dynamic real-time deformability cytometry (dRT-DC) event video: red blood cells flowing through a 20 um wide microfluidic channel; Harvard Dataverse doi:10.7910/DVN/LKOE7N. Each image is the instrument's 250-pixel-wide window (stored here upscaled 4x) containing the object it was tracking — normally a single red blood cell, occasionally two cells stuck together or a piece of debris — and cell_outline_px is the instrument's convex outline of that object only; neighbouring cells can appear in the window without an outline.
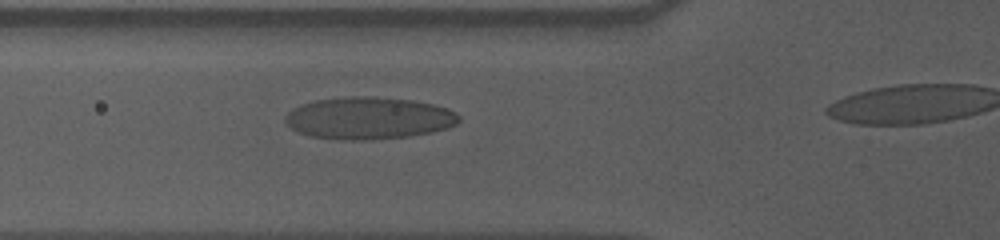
{"species": "human", "species_latin": "Homo sapiens", "temperature_condition": "cold", "stored_images_in_passage": 33, "camera_frame_rate_fps": 3000, "um_per_image_px": 0.085, "donor": {"sex": "male"}, "frame": {"image": 1, "passage_image": 7, "time_ms": 2.0, "image_size_px": [1000, 240], "cell_outline_px": [[460, 120], [456, 124], [448, 128], [432, 132], [408, 136], [372, 140], [336, 140], [312, 136], [300, 132], [292, 128], [284, 120], [284, 116], [292, 108], [300, 104], [316, 100], [352, 96], [372, 96], [412, 100], [432, 104], [448, 108], [456, 112], [460, 116]], "centroid_in_image_um": [31.35, 10.04], "position_along_channel_um": 94.5, "area_um2": 42.89}}
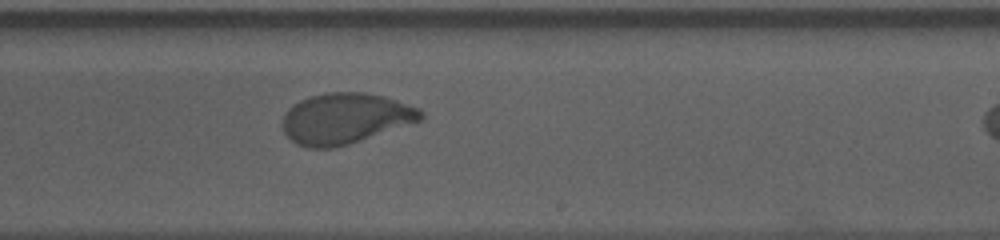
{"frame": {"image": 2, "passage_image": 21, "time_ms": 6.667, "image_size_px": [1000, 240], "cell_outline_px": [[424, 116], [420, 120], [336, 148], [308, 148], [296, 144], [284, 132], [280, 124], [288, 108], [292, 104], [308, 96], [328, 92], [364, 92], [384, 96], [420, 108], [424, 112]], "centroid_in_image_um": [29.3, 10.06], "position_along_channel_um": 259.7, "area_um2": 40.86}}
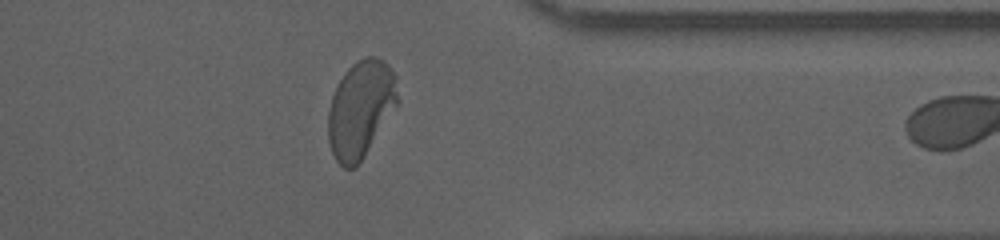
{"frame": {"image": 3, "passage_image": 32, "time_ms": 10.333, "image_size_px": [1000, 240], "cell_outline_px": [[400, 100], [364, 156], [356, 168], [344, 168], [336, 160], [332, 152], [328, 140], [328, 108], [332, 96], [344, 72], [356, 60], [368, 56], [376, 56], [384, 60], [388, 64], [396, 76]], "centroid_in_image_um": [30.66, 9.24], "position_along_channel_um": 380.7, "area_um2": 39.48}}